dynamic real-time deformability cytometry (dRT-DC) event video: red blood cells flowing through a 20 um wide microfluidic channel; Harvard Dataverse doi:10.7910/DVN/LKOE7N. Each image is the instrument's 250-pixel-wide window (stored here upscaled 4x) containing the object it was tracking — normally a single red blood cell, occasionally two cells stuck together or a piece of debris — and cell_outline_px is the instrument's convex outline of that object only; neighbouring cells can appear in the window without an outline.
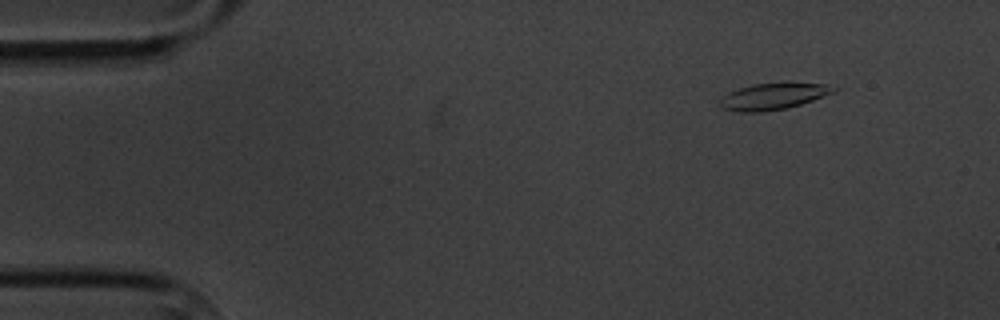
{"species": "common noctule bat (a hibernating species)", "species_latin": "Nyctalus noctula", "temperature_condition": "cold", "stored_images_in_passage": 7, "camera_frame_rate_fps": 3000, "um_per_image_px": 0.085, "animal": {"sex": "male", "body_mass_g": 20.1, "forearm_length_mm": 53.5}, "frame": {"image": 1, "passage_image": 3, "time_ms": 2.0, "image_size_px": [1000, 320], "cell_outline_px": [[840, 88], [836, 92], [800, 104], [784, 108], [760, 112], [740, 112], [720, 108], [720, 100], [728, 92], [752, 84], [824, 84]], "centroid_in_image_um": [65.7, 8.2], "position_along_channel_um": 19.3, "area_um2": 17.05}}
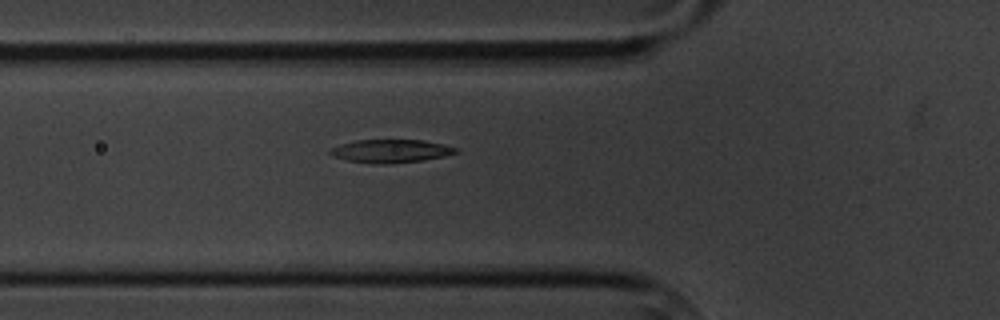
{"frame": {"image": 2, "passage_image": 7, "time_ms": 6.667, "image_size_px": [1000, 320], "cell_outline_px": [[460, 152], [444, 156], [424, 160], [388, 164], [372, 164], [348, 160], [332, 156], [328, 152], [332, 148], [340, 144], [356, 140], [424, 140], [444, 144], [456, 148]], "centroid_in_image_um": [33.22, 12.84], "position_along_channel_um": 92.6, "area_um2": 17.05}}